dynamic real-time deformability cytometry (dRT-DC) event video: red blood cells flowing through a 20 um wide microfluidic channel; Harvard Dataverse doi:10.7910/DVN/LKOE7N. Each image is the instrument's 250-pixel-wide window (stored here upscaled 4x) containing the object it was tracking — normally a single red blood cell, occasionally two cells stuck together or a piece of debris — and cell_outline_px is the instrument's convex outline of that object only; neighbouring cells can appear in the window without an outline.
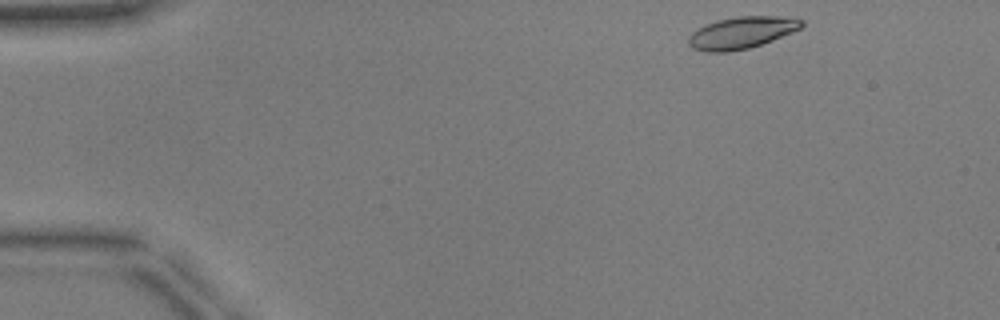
{"species": "common noctule bat (a hibernating species)", "species_latin": "Nyctalus noctula", "temperature_condition": "warm", "stored_images_in_passage": 10, "camera_frame_rate_fps": 3000, "um_per_image_px": 0.085, "animal": {"sex": "male", "body_mass_g": 17.9, "forearm_length_mm": 54.2}, "frame": {"image": 1, "passage_image": 1, "time_ms": 0.0, "image_size_px": [1000, 320], "cell_outline_px": [[804, 24], [800, 28], [792, 32], [772, 40], [748, 48], [728, 52], [704, 52], [692, 48], [688, 44], [688, 36], [692, 32], [704, 24], [716, 20], [736, 16], [776, 16], [804, 20]], "centroid_in_image_um": [62.98, 2.78], "position_along_channel_um": 22.0, "area_um2": 21.04}}